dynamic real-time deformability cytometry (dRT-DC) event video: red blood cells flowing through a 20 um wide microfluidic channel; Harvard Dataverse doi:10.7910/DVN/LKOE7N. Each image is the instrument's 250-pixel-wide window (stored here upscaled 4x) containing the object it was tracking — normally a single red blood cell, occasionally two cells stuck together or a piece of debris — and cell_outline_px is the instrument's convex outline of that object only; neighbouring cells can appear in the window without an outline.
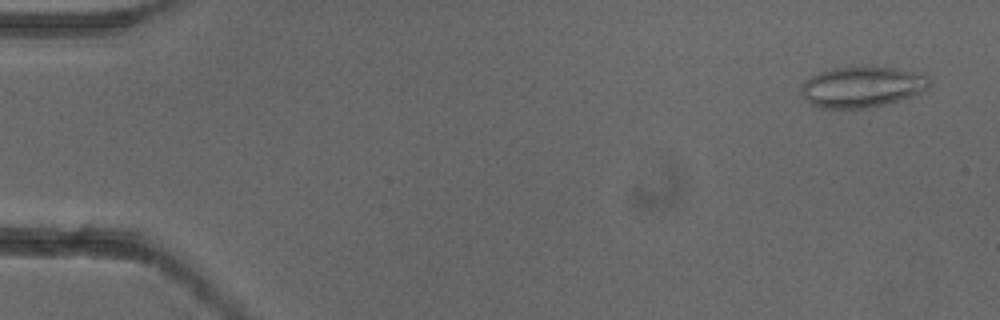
{"species": "common noctule bat (a hibernating species)", "species_latin": "Nyctalus noctula", "temperature_condition": "cold", "stored_images_in_passage": 3, "camera_frame_rate_fps": 3000, "um_per_image_px": 0.085, "animal": {"sex": "female"}, "frame": {"image": 1, "passage_image": 1, "time_ms": 0.0, "image_size_px": [1000, 320], "cell_outline_px": [[932, 80], [928, 88], [924, 92], [900, 100], [868, 108], [820, 108], [808, 104], [800, 92], [800, 84], [804, 80], [820, 72], [836, 68], [892, 68], [924, 72]], "centroid_in_image_um": [73.29, 7.4], "position_along_channel_um": 11.7, "area_um2": 30.69}}